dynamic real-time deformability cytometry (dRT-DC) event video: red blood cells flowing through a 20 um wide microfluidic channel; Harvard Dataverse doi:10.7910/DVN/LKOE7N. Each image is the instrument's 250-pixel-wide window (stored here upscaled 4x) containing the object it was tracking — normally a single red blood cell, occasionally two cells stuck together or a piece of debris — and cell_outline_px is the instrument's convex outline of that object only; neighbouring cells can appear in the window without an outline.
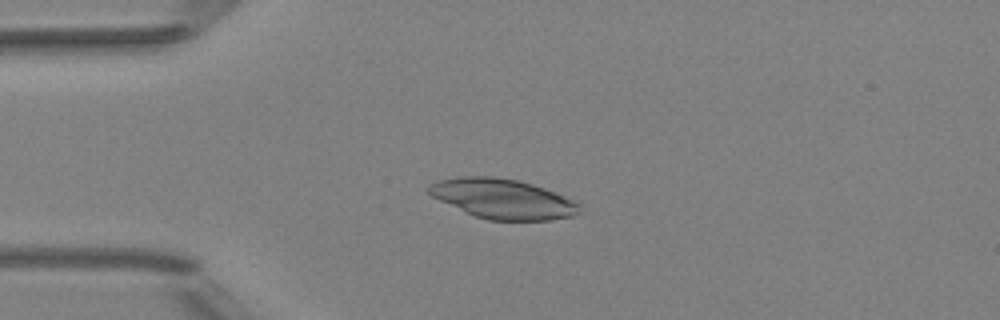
{"species": "Egyptian fruit bat (a non-hibernating species)", "species_latin": "Rousettus aegyptiacus", "temperature_condition": "room temperature", "stored_images_in_passage": 50, "camera_frame_rate_fps": 3000, "um_per_image_px": 0.085, "animal": {"sex": "female"}, "frame": {"image": 1, "passage_image": 12, "time_ms": 3.667, "image_size_px": [1000, 320], "cell_outline_px": [[580, 204], [576, 212], [572, 216], [552, 220], [488, 220], [476, 216], [440, 200], [432, 196], [428, 192], [428, 184], [440, 180], [460, 176], [492, 176], [516, 180], [532, 184], [544, 188], [576, 200]], "centroid_in_image_um": [42.74, 16.89], "position_along_channel_um": 42.3, "area_um2": 34.56}}
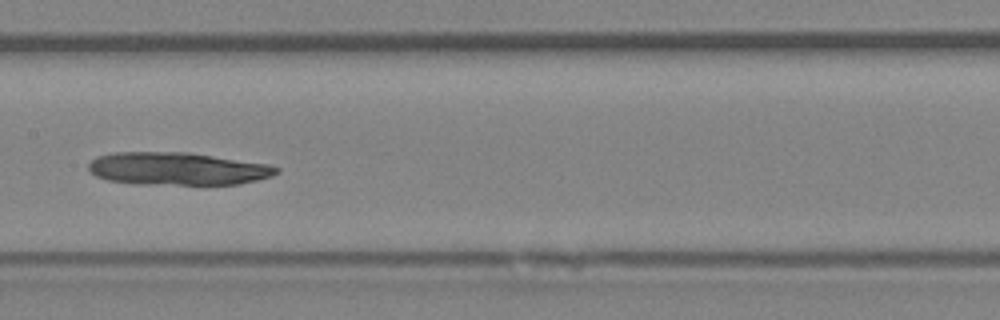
{"frame": {"image": 2, "passage_image": 25, "time_ms": 8.0, "image_size_px": [1000, 320], "cell_outline_px": [[280, 172], [272, 176], [256, 180], [236, 184], [136, 184], [108, 180], [96, 176], [88, 168], [88, 164], [96, 156], [112, 152], [188, 152], [268, 164], [280, 168]], "centroid_in_image_um": [15.07, 14.33], "position_along_channel_um": 192.3, "area_um2": 35.84}}
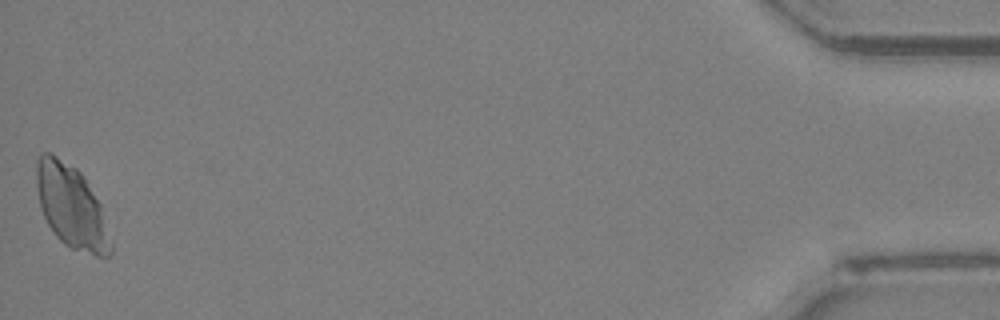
{"frame": {"image": 3, "passage_image": 50, "time_ms": 16.333, "image_size_px": [1000, 320], "cell_outline_px": [[112, 256], [96, 256], [72, 248], [64, 244], [56, 236], [48, 224], [40, 208], [36, 184], [36, 160], [44, 152], [52, 152], [76, 168], [84, 176], [100, 204], [112, 244]], "centroid_in_image_um": [6.06, 17.55], "position_along_channel_um": 429.1, "area_um2": 35.95}}